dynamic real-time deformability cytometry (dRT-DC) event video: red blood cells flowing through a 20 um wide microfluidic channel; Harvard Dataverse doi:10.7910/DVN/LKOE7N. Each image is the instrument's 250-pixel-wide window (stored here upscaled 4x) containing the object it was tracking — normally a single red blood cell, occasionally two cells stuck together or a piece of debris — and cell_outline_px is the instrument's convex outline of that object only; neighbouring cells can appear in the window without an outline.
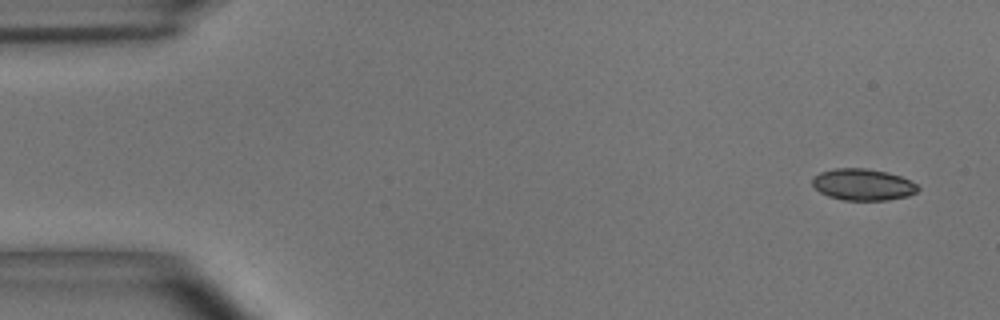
{"species": "common noctule bat (a hibernating species)", "species_latin": "Nyctalus noctula", "temperature_condition": "room temperature", "stored_images_in_passage": 5, "camera_frame_rate_fps": 3000, "um_per_image_px": 0.085, "animal": {"sex": "male", "body_mass_g": 15.6}, "frame": {"image": 1, "passage_image": 1, "time_ms": 0.0, "image_size_px": [1000, 320], "cell_outline_px": [[920, 188], [916, 192], [908, 196], [888, 200], [844, 200], [828, 196], [820, 192], [812, 184], [812, 180], [820, 172], [836, 168], [868, 168], [888, 172], [900, 176], [916, 184]], "centroid_in_image_um": [73.36, 15.69], "position_along_channel_um": 11.6, "area_um2": 19.36}}
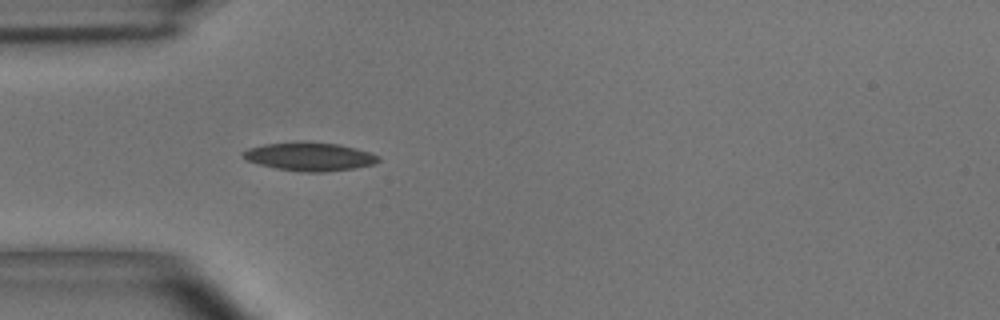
{"frame": {"image": 2, "passage_image": 5, "time_ms": 1.333, "image_size_px": [1000, 320], "cell_outline_px": [[380, 160], [376, 164], [352, 168], [324, 172], [308, 172], [276, 168], [260, 164], [248, 160], [240, 152], [248, 148], [264, 144], [340, 144], [372, 152], [380, 156]], "centroid_in_image_um": [26.39, 13.34], "position_along_channel_um": 58.6, "area_um2": 21.56}}